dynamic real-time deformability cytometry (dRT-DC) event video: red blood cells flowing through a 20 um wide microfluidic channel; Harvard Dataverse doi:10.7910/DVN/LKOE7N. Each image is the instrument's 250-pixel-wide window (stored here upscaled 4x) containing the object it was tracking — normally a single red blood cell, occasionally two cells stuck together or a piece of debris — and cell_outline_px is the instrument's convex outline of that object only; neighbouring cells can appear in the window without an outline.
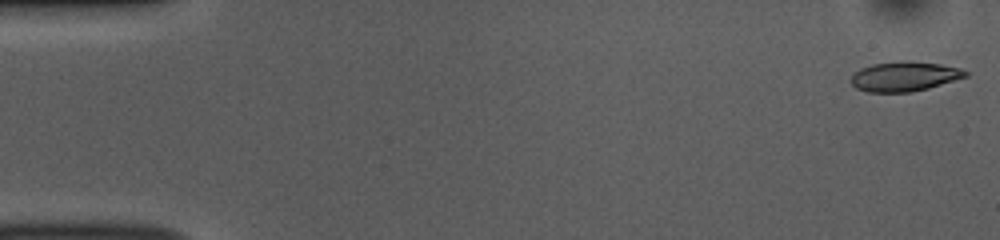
{"species": "common noctule bat (a hibernating species)", "species_latin": "Nyctalus noctula", "temperature_condition": "room temperature", "stored_images_in_passage": 52, "camera_frame_rate_fps": 3000, "um_per_image_px": 0.085, "animal": {"sex": "female", "body_mass_g": 10.0, "forearm_length_mm": 53.1}, "frame": {"image": 1, "passage_image": 1, "time_ms": 0.0, "image_size_px": [1000, 240], "cell_outline_px": [[968, 76], [928, 88], [912, 92], [868, 92], [856, 88], [852, 84], [852, 76], [860, 68], [872, 64], [900, 60], [912, 60], [940, 64], [960, 68], [968, 72]], "centroid_in_image_um": [76.89, 6.48], "position_along_channel_um": 8.1, "area_um2": 19.88}}
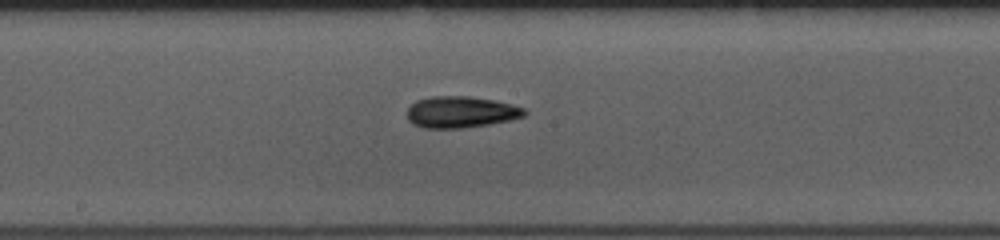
{"frame": {"image": 2, "passage_image": 27, "time_ms": 8.667, "image_size_px": [1000, 240], "cell_outline_px": [[528, 112], [524, 116], [508, 120], [488, 124], [460, 128], [424, 128], [412, 124], [408, 120], [408, 108], [416, 100], [432, 96], [468, 96], [492, 100], [512, 104], [524, 108]], "centroid_in_image_um": [39.15, 9.52], "position_along_channel_um": 209.0, "area_um2": 21.39}}
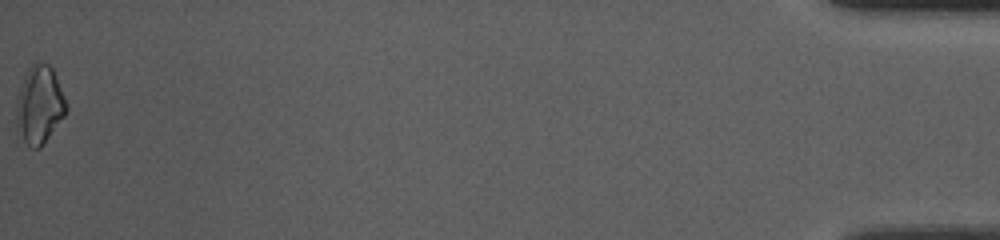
{"frame": {"image": 3, "passage_image": 52, "time_ms": 17.0, "image_size_px": [1000, 240], "cell_outline_px": [[68, 108], [64, 116], [40, 148], [32, 148], [24, 140], [16, 128], [16, 100], [20, 88], [28, 68], [36, 60], [48, 64], [52, 68], [56, 76], [64, 96]], "centroid_in_image_um": [3.35, 8.89], "position_along_channel_um": 431.9, "area_um2": 22.54}, "authors_computed_cell_mechanics": {"area_um2": 20.2011, "velocity_mm_per_s": 3.8474, "shape_relaxation_time_tau1_ms": 4.9559, "shape_relaxation_time_tau2_ms": 8.6921, "deformation_change_tau1": 0.1199, "deformation_change_tau2": 0.1675}}